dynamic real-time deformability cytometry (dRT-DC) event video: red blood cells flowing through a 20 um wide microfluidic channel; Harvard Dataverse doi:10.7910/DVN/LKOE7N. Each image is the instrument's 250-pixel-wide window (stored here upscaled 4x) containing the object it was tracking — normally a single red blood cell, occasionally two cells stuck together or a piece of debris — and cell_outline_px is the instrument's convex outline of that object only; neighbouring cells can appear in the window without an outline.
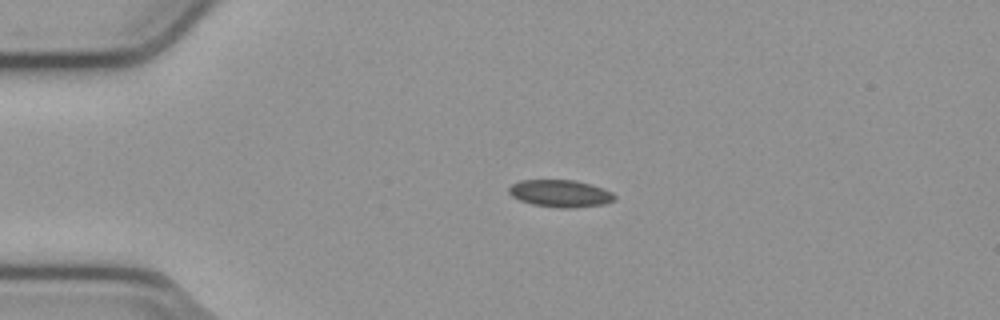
{"species": "common noctule bat (a hibernating species)", "species_latin": "Nyctalus noctula", "temperature_condition": "cold", "stored_images_in_passage": 54, "camera_frame_rate_fps": 3000, "um_per_image_px": 0.085, "animal": {"sex": "male", "body_mass_g": 23.1, "forearm_length_mm": 52.7}, "frame": {"image": 1, "passage_image": 12, "time_ms": 3.667, "image_size_px": [1000, 320], "cell_outline_px": [[616, 200], [604, 204], [576, 208], [560, 208], [532, 204], [520, 200], [512, 196], [508, 192], [508, 188], [512, 184], [520, 180], [576, 180], [604, 188], [612, 192], [616, 196]], "centroid_in_image_um": [47.65, 16.44], "position_along_channel_um": 37.3, "area_um2": 16.94}}
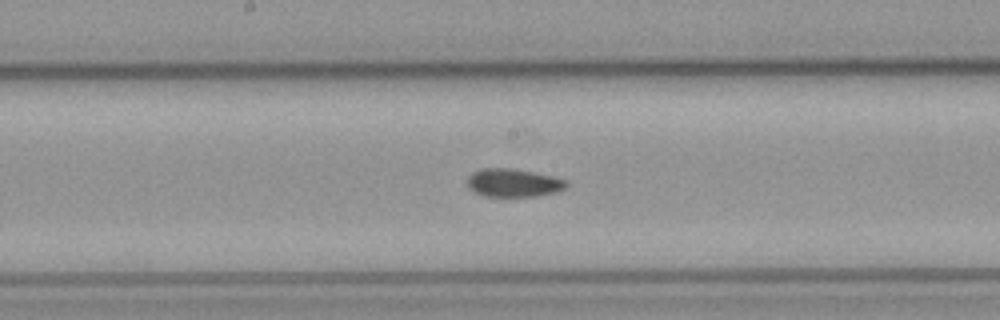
{"frame": {"image": 2, "passage_image": 28, "time_ms": 9.0, "image_size_px": [1000, 320], "cell_outline_px": [[568, 184], [564, 188], [556, 192], [536, 196], [484, 196], [468, 188], [468, 176], [472, 172], [480, 168], [512, 168], [532, 172], [564, 180]], "centroid_in_image_um": [43.58, 15.54], "position_along_channel_um": 204.6, "area_um2": 16.01}}
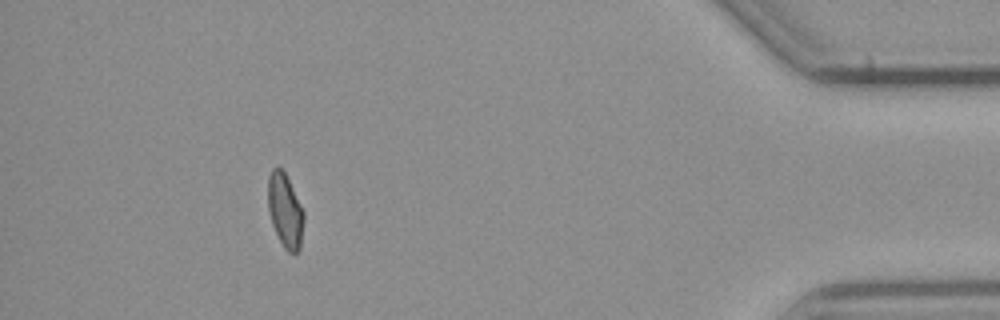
{"frame": {"image": 3, "passage_image": 49, "time_ms": 16.0, "image_size_px": [1000, 320], "cell_outline_px": [[304, 220], [300, 248], [296, 252], [288, 252], [284, 248], [272, 224], [268, 208], [268, 176], [272, 168], [280, 168], [284, 172], [304, 212]], "centroid_in_image_um": [24.23, 17.91], "position_along_channel_um": 411.0, "area_um2": 15.14}, "authors_computed_cell_mechanics": {"area_um2": 16.2707, "velocity_mm_per_s": 3.8023, "shape_relaxation_time_tau1_ms": null, "shape_relaxation_time_tau2_ms": 3.005, "deformation_change_tau1": null, "deformation_change_tau2": 0.0765}}